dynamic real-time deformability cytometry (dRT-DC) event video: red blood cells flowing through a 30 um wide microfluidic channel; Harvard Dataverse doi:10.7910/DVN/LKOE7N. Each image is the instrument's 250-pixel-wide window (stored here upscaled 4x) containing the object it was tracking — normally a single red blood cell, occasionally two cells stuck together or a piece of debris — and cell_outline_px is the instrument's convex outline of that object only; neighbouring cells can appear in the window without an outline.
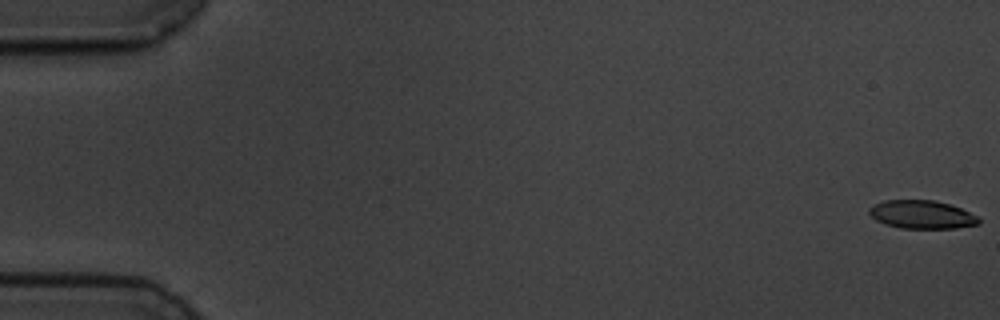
{"species": "common noctule bat (a hibernating species)", "species_latin": "Nyctalus noctula", "temperature_condition": "cold", "stored_images_in_passage": 58, "camera_frame_rate_fps": 3000, "um_per_image_px": 0.085, "animal": {"sex": "male", "body_mass_g": 19.5, "forearm_length_mm": 54.6}, "frame": {"image": 1, "passage_image": 1, "time_ms": 0.0, "image_size_px": [1000, 320], "cell_outline_px": [[980, 224], [956, 228], [900, 228], [884, 224], [876, 220], [868, 212], [868, 208], [884, 200], [932, 200], [948, 204], [960, 208], [980, 216]], "centroid_in_image_um": [78.37, 18.24], "position_along_channel_um": 6.6, "area_um2": 18.09}}
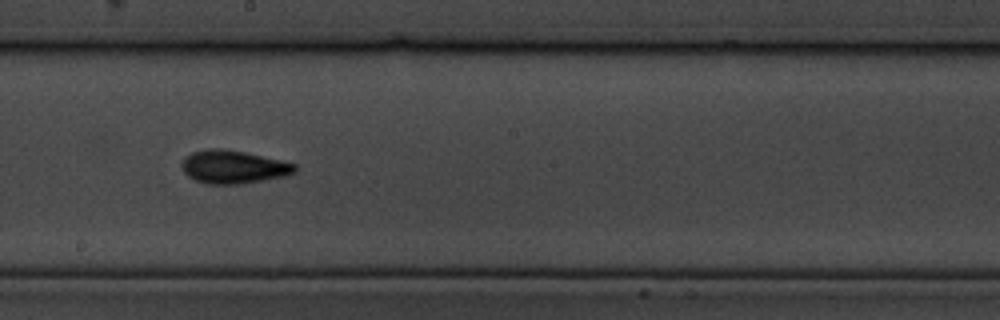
{"frame": {"image": 2, "passage_image": 33, "time_ms": 10.667, "image_size_px": [1000, 320], "cell_outline_px": [[296, 172], [284, 176], [264, 180], [240, 184], [208, 184], [196, 180], [188, 176], [184, 172], [180, 164], [184, 156], [192, 152], [208, 148], [220, 148], [244, 152], [280, 160], [296, 164]], "centroid_in_image_um": [19.8, 14.18], "position_along_channel_um": 228.4, "area_um2": 21.85}}
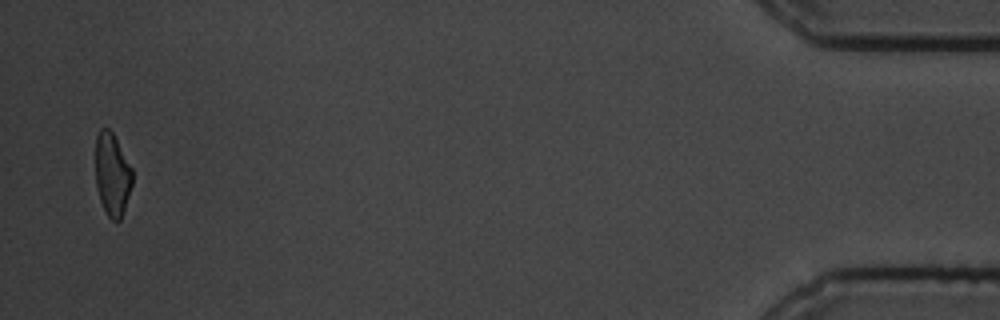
{"frame": {"image": 3, "passage_image": 57, "time_ms": 18.667, "image_size_px": [1000, 320], "cell_outline_px": [[132, 184], [120, 220], [112, 220], [108, 216], [100, 200], [96, 184], [96, 136], [100, 128], [108, 128], [112, 132], [132, 168]], "centroid_in_image_um": [9.53, 14.8], "position_along_channel_um": 425.7, "area_um2": 17.46}, "authors_computed_cell_mechanics": {"area_um2": 19.652, "velocity_mm_per_s": 3.5086, "shape_relaxation_time_tau1_ms": 2.8397, "shape_relaxation_time_tau2_ms": 3.6437, "deformation_change_tau1": 0.108, "deformation_change_tau2": 0.106}}